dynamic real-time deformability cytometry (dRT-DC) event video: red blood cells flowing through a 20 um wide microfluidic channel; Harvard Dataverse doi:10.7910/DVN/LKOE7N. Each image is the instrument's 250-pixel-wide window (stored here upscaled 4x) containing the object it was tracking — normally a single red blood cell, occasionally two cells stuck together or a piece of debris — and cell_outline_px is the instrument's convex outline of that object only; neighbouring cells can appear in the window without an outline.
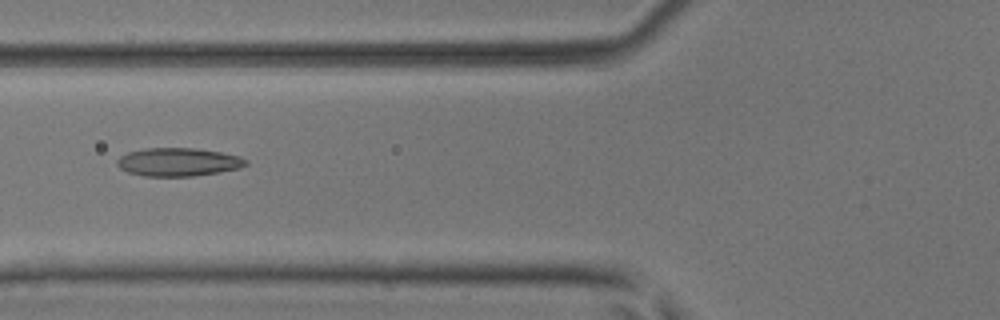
{"species": "common noctule bat (a hibernating species)", "species_latin": "Nyctalus noctula", "temperature_condition": "room temperature", "stored_images_in_passage": 7, "camera_frame_rate_fps": 3000, "um_per_image_px": 0.085, "animal": {"sex": "male", "body_mass_g": 17.9, "forearm_length_mm": 54.2}, "frame": {"image": 1, "passage_image": 6, "time_ms": 1.667, "image_size_px": [1000, 320], "cell_outline_px": [[248, 164], [240, 168], [220, 172], [192, 176], [144, 176], [128, 172], [120, 168], [116, 164], [116, 160], [120, 156], [128, 152], [144, 148], [196, 148], [220, 152], [240, 156], [248, 160]], "centroid_in_image_um": [15.16, 13.77], "position_along_channel_um": 110.6, "area_um2": 21.33}}
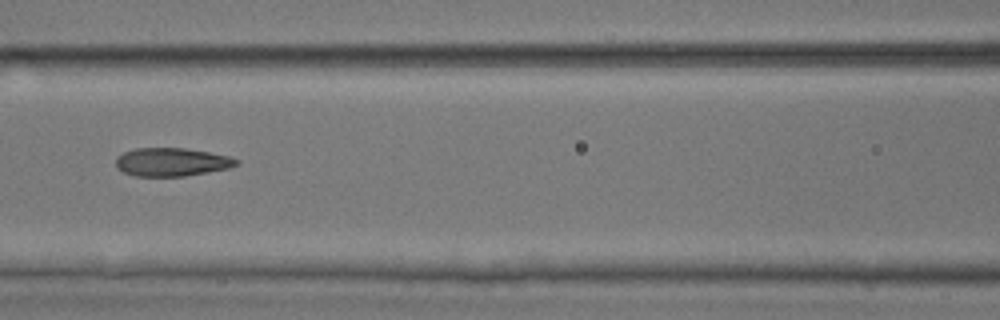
{"frame": {"image": 2, "passage_image": 7, "time_ms": 2.0, "image_size_px": [1000, 320], "cell_outline_px": [[240, 164], [228, 168], [208, 172], [184, 176], [136, 176], [124, 172], [116, 168], [116, 156], [124, 152], [136, 148], [184, 148], [208, 152], [228, 156], [240, 160]], "centroid_in_image_um": [14.59, 13.77], "position_along_channel_um": 152.0, "area_um2": 19.88}}